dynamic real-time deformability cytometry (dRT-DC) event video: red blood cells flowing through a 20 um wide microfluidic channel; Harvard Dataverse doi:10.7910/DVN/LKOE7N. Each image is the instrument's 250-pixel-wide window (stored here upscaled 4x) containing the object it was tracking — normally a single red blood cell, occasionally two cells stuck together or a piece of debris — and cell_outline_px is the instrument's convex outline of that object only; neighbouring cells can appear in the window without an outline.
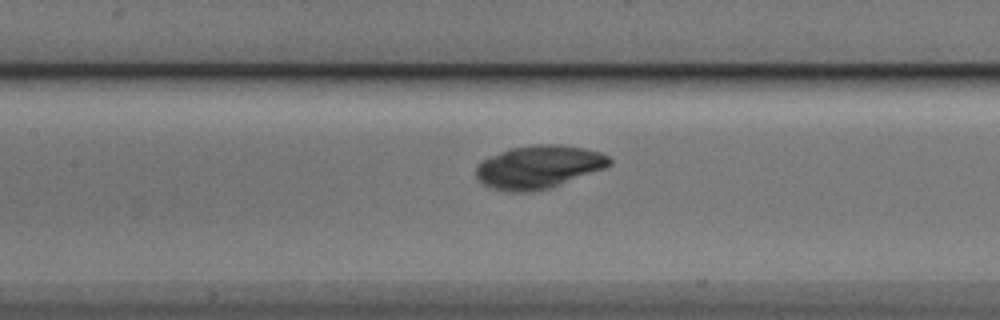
{"species": "Egyptian fruit bat (a non-hibernating species)", "species_latin": "Rousettus aegyptiacus", "temperature_condition": "cold", "stored_images_in_passage": 29, "camera_frame_rate_fps": 3000, "um_per_image_px": 0.085, "animal": {"sex": "male"}, "frame": {"image": 1, "passage_image": 20, "time_ms": 6.333, "image_size_px": [1000, 320], "cell_outline_px": [[612, 164], [604, 168], [548, 188], [528, 192], [508, 192], [492, 188], [484, 184], [476, 176], [476, 168], [484, 160], [500, 152], [512, 148], [536, 144], [560, 144], [584, 148], [600, 152], [608, 156], [612, 160]], "centroid_in_image_um": [45.8, 14.18], "position_along_channel_um": 161.6, "area_um2": 33.0}}
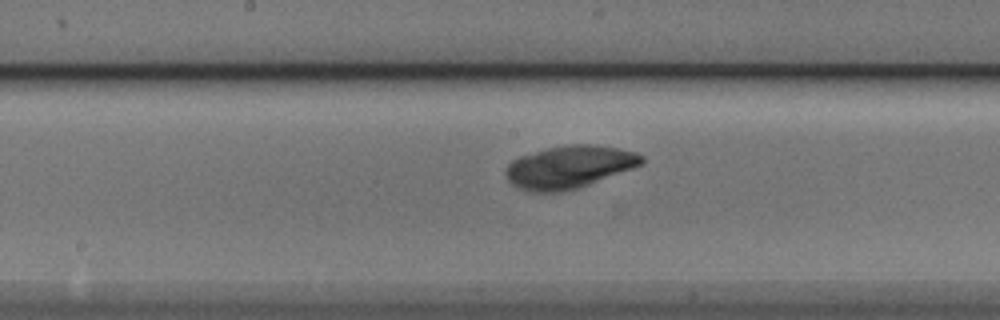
{"frame": {"image": 2, "passage_image": 23, "time_ms": 7.333, "image_size_px": [1000, 320], "cell_outline_px": [[644, 164], [580, 188], [564, 192], [528, 192], [512, 184], [508, 180], [504, 172], [508, 164], [512, 160], [520, 156], [548, 148], [572, 144], [592, 144], [616, 148], [636, 152], [644, 156]], "centroid_in_image_um": [48.39, 14.21], "position_along_channel_um": 199.8, "area_um2": 33.93}}
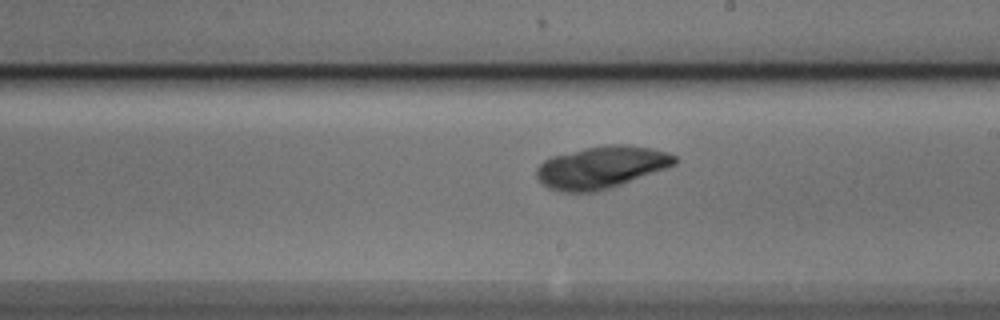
{"frame": {"image": 3, "passage_image": 26, "time_ms": 8.333, "image_size_px": [1000, 320], "cell_outline_px": [[676, 164], [620, 184], [596, 192], [560, 192], [548, 188], [536, 176], [536, 168], [544, 160], [552, 156], [584, 148], [604, 144], [628, 144], [652, 148], [668, 152], [676, 156]], "centroid_in_image_um": [51.09, 14.2], "position_along_channel_um": 237.9, "area_um2": 33.81}}